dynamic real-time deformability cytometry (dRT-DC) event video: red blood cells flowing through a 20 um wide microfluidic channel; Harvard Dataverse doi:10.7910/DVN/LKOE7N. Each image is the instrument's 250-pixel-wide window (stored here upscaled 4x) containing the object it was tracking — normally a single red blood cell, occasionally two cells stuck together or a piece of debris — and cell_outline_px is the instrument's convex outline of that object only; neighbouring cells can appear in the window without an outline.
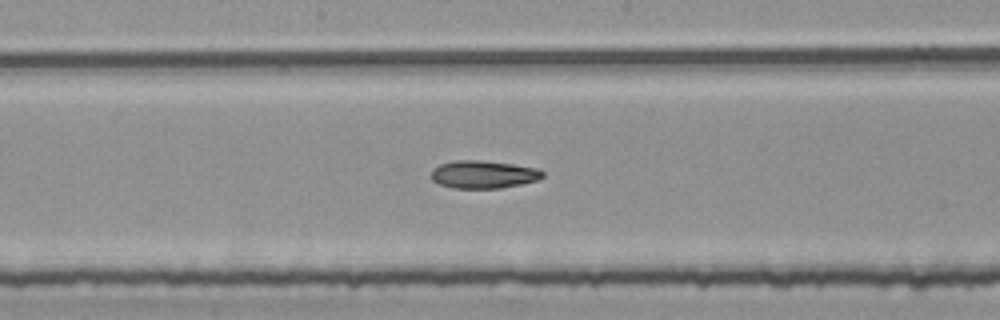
{"species": "common noctule bat (a hibernating species)", "species_latin": "Nyctalus noctula", "temperature_condition": "room temperature", "stored_images_in_passage": 55, "segment_of_instrument_passage": [2, 2], "camera_frame_rate_fps": 3000, "um_per_image_px": 0.085, "animal": {"sex": "female", "body_mass_g": 25.1}, "frame": {"image": 1, "passage_image": 29, "time_ms": 9.333, "image_size_px": [1000, 320], "cell_outline_px": [[544, 176], [536, 180], [520, 184], [500, 188], [452, 188], [440, 184], [432, 180], [432, 172], [440, 164], [456, 160], [480, 160], [512, 164], [540, 168], [544, 172]], "centroid_in_image_um": [41.12, 14.82], "position_along_channel_um": 207.1, "area_um2": 17.92}}
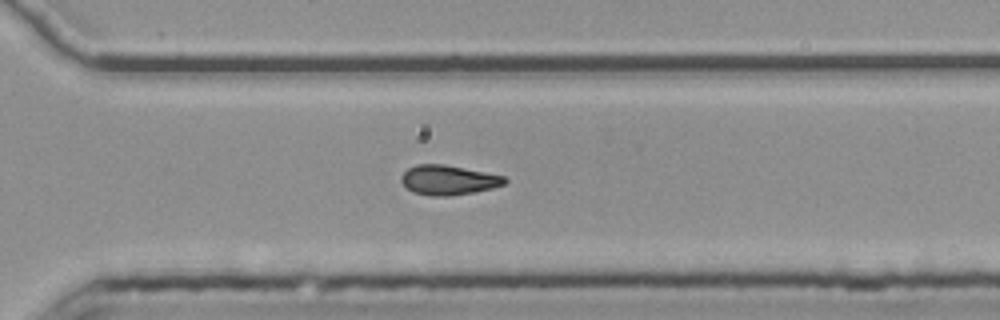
{"frame": {"image": 2, "passage_image": 39, "time_ms": 12.667, "image_size_px": [1000, 320], "cell_outline_px": [[508, 180], [504, 184], [492, 188], [452, 196], [432, 196], [412, 192], [400, 180], [400, 176], [408, 168], [416, 164], [444, 164], [504, 176]], "centroid_in_image_um": [38.08, 15.3], "position_along_channel_um": 332.5, "area_um2": 17.8}}
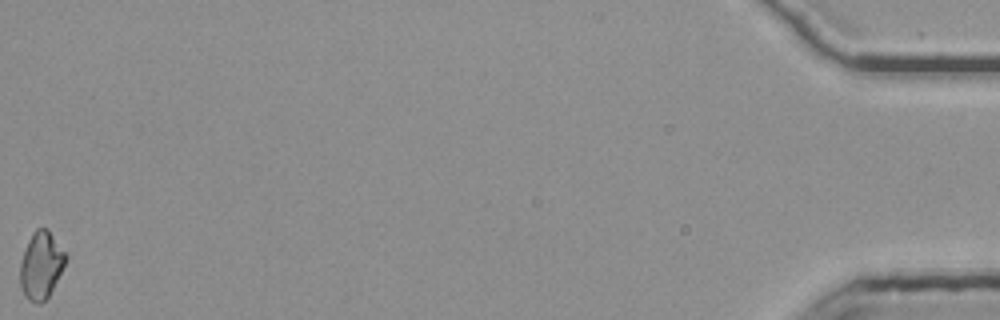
{"frame": {"image": 3, "passage_image": 55, "time_ms": 18.0, "image_size_px": [1000, 320], "cell_outline_px": [[68, 256], [48, 296], [40, 304], [36, 304], [28, 300], [24, 296], [20, 288], [20, 264], [28, 240], [32, 232], [36, 228], [48, 228]], "centroid_in_image_um": [3.47, 22.54], "position_along_channel_um": 431.7, "area_um2": 17.74}}